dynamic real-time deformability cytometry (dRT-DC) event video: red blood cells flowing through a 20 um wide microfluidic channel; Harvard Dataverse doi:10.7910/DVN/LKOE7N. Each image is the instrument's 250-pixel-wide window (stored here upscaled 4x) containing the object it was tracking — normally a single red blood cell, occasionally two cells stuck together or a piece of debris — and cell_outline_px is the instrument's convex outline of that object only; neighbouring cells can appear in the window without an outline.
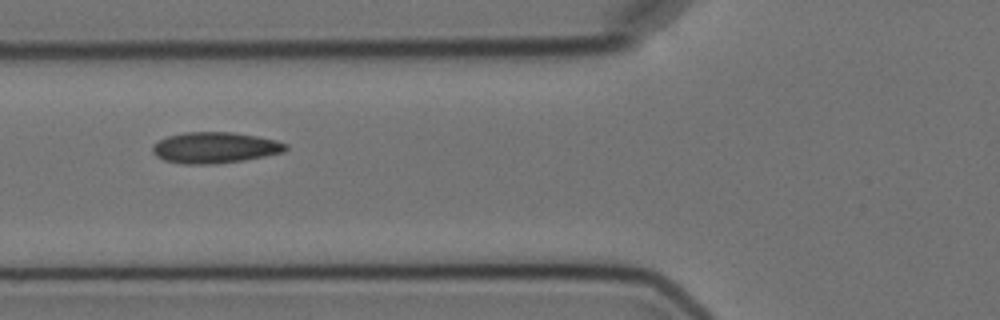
{"species": "Egyptian fruit bat (a non-hibernating species)", "species_latin": "Rousettus aegyptiacus", "temperature_condition": "cold", "stored_images_in_passage": 11, "camera_frame_rate_fps": 3000, "um_per_image_px": 0.085, "animal": {"sex": "female"}, "frame": {"image": 1, "passage_image": 2, "time_ms": 1.0, "image_size_px": [1000, 320], "cell_outline_px": [[288, 148], [284, 152], [244, 160], [216, 164], [184, 164], [164, 160], [156, 156], [152, 152], [152, 148], [160, 140], [168, 136], [184, 132], [232, 132], [256, 136], [276, 140], [288, 144]], "centroid_in_image_um": [18.29, 12.55], "position_along_channel_um": 107.5, "area_um2": 24.04}}
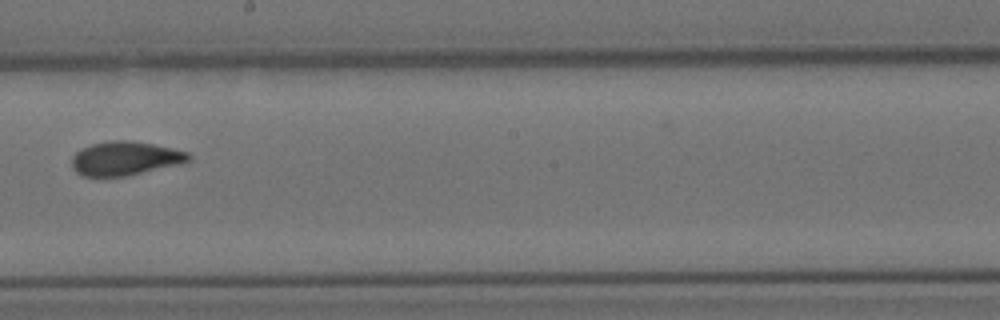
{"frame": {"image": 2, "passage_image": 5, "time_ms": 4.667, "image_size_px": [1000, 320], "cell_outline_px": [[192, 160], [180, 164], [124, 176], [84, 176], [76, 172], [72, 168], [72, 156], [80, 148], [92, 144], [108, 140], [128, 140], [152, 144], [172, 148], [188, 152], [192, 156]], "centroid_in_image_um": [10.63, 13.45], "position_along_channel_um": 237.6, "area_um2": 23.06}}
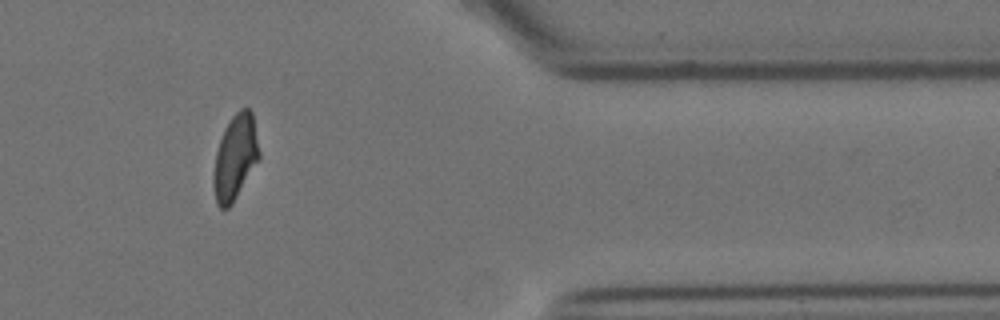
{"frame": {"image": 3, "passage_image": 9, "time_ms": 9.667, "image_size_px": [1000, 320], "cell_outline_px": [[260, 160], [232, 204], [228, 208], [220, 208], [216, 204], [212, 184], [212, 176], [216, 152], [224, 128], [232, 116], [240, 108], [248, 108], [252, 112], [260, 152]], "centroid_in_image_um": [19.99, 13.4], "position_along_channel_um": 391.4, "area_um2": 22.95}}